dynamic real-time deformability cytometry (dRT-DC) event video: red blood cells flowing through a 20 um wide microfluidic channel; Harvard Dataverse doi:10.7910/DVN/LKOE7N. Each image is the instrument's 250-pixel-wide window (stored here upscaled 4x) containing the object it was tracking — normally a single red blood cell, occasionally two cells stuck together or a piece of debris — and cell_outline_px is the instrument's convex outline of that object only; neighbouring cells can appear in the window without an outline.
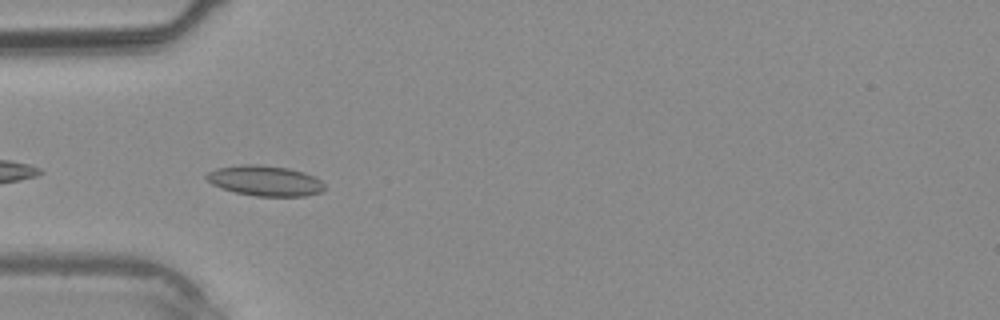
{"species": "common noctule bat (a hibernating species)", "species_latin": "Nyctalus noctula", "temperature_condition": "warm", "stored_images_in_passage": 5, "camera_frame_rate_fps": 3000, "um_per_image_px": 0.085, "animal": {"sex": "male", "body_mass_g": 20.4}, "frame": {"image": 1, "passage_image": 2, "time_ms": 0.333, "image_size_px": [1000, 320], "cell_outline_px": [[324, 188], [320, 192], [304, 196], [256, 196], [236, 192], [212, 184], [204, 176], [208, 172], [216, 168], [240, 164], [260, 164], [288, 168], [304, 172], [320, 180], [324, 184]], "centroid_in_image_um": [22.51, 15.35], "position_along_channel_um": 62.5, "area_um2": 20.75}}